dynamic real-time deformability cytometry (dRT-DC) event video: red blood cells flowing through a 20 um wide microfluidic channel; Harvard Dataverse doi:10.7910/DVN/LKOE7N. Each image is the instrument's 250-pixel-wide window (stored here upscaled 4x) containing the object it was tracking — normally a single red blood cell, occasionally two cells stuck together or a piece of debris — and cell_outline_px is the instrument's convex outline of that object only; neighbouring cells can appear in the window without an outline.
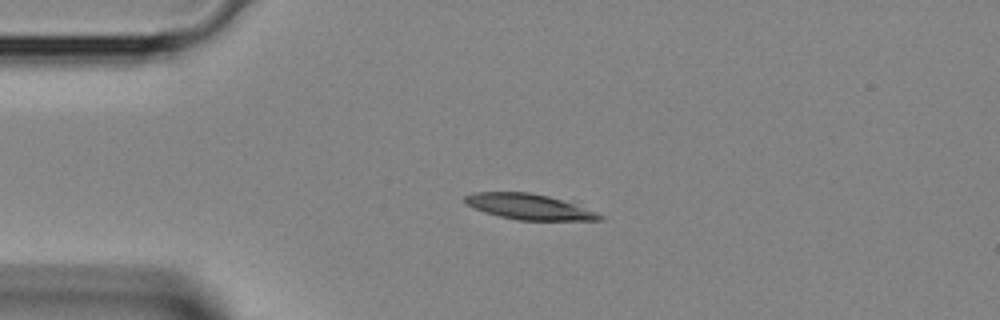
{"species": "Egyptian fruit bat (a non-hibernating species)", "species_latin": "Rousettus aegyptiacus", "temperature_condition": "room temperature", "stored_images_in_passage": 3, "camera_frame_rate_fps": 3000, "um_per_image_px": 0.085, "animal": {"sex": "female"}, "frame": {"image": 1, "passage_image": 1, "time_ms": 0.0, "image_size_px": [1000, 320], "cell_outline_px": [[604, 220], [520, 220], [500, 216], [484, 212], [468, 204], [464, 200], [464, 196], [472, 192], [528, 192], [548, 196], [596, 212], [604, 216]], "centroid_in_image_um": [44.94, 17.57], "position_along_channel_um": 40.1, "area_um2": 19.59}}